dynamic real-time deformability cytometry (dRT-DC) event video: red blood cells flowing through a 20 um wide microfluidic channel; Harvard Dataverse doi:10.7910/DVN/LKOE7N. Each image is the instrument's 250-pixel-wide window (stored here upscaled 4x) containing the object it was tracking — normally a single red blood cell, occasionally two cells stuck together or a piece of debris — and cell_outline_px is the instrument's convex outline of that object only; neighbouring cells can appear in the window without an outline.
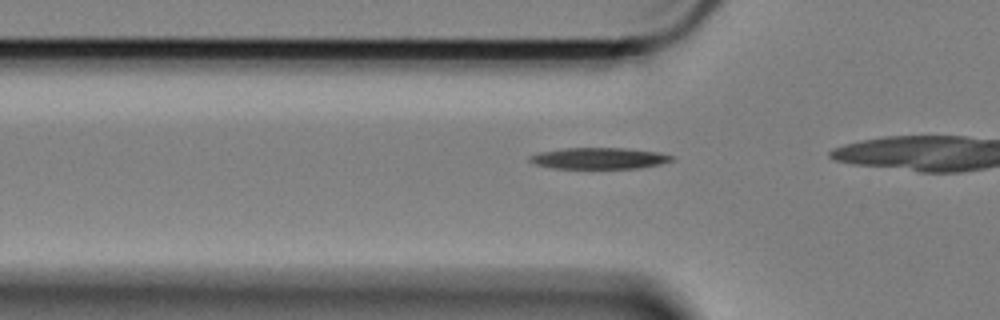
{"species": "Egyptian fruit bat (a non-hibernating species)", "species_latin": "Rousettus aegyptiacus", "temperature_condition": "cold", "stored_images_in_passage": 20, "camera_frame_rate_fps": 3000, "um_per_image_px": 0.085, "animal": {"sex": "female"}, "frame": {"image": 1, "passage_image": 14, "time_ms": 4.333, "image_size_px": [1000, 320], "cell_outline_px": [[676, 160], [660, 164], [640, 168], [552, 168], [536, 164], [528, 160], [528, 156], [540, 152], [564, 148], [624, 148], [660, 152], [676, 156]], "centroid_in_image_um": [50.98, 13.45], "position_along_channel_um": 74.8, "area_um2": 17.74}}
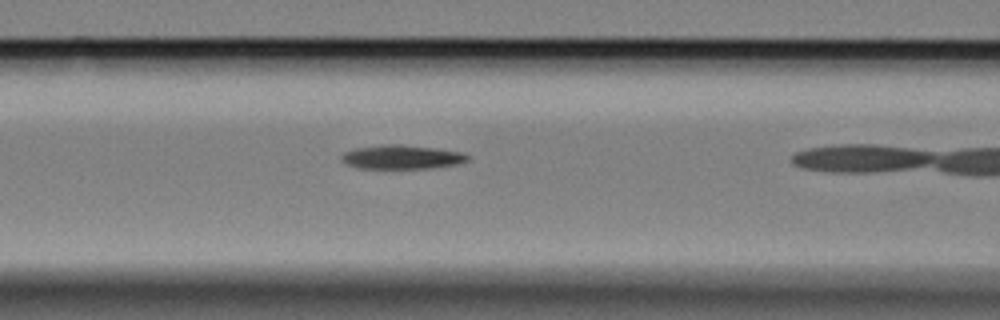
{"frame": {"image": 2, "passage_image": 19, "time_ms": 6.0, "image_size_px": [1000, 320], "cell_outline_px": [[472, 160], [456, 164], [428, 168], [356, 168], [344, 164], [340, 160], [340, 156], [344, 152], [356, 148], [384, 144], [400, 144], [436, 148], [464, 152], [472, 156]], "centroid_in_image_um": [34.17, 13.34], "position_along_channel_um": 132.4, "area_um2": 17.92}}